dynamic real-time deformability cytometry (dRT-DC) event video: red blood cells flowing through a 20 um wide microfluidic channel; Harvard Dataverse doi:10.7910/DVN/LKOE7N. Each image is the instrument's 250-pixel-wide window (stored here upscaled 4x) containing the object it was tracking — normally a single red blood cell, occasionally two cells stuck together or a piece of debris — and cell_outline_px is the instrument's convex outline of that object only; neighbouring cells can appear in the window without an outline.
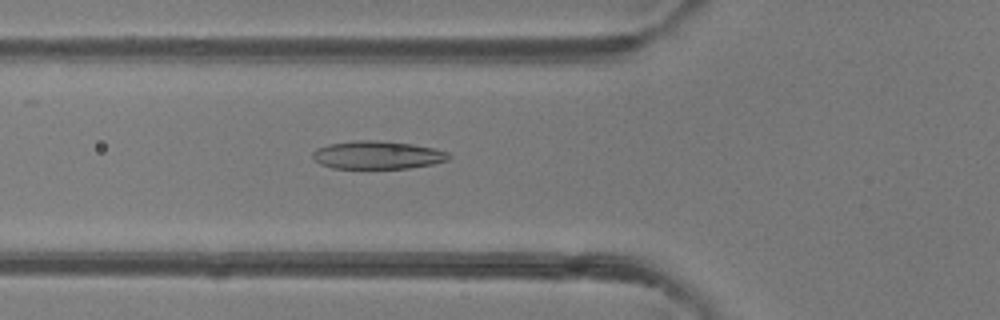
{"species": "common noctule bat (a hibernating species)", "species_latin": "Nyctalus noctula", "temperature_condition": "room temperature", "stored_images_in_passage": 37, "camera_frame_rate_fps": 3000, "um_per_image_px": 0.085, "animal": {"sex": "female"}, "frame": {"image": 1, "passage_image": 8, "time_ms": 2.333, "image_size_px": [1000, 320], "cell_outline_px": [[452, 156], [448, 160], [432, 164], [408, 168], [332, 168], [320, 164], [312, 156], [312, 152], [316, 148], [328, 144], [352, 140], [376, 140], [412, 144], [432, 148], [448, 152]], "centroid_in_image_um": [32.06, 13.17], "position_along_channel_um": 93.7, "area_um2": 22.25}}
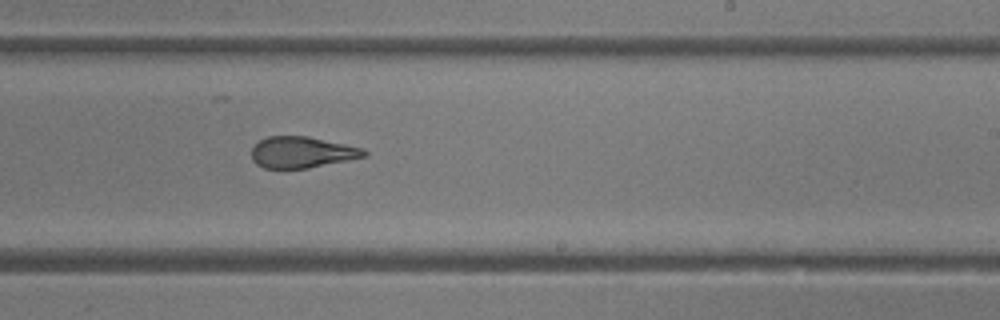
{"frame": {"image": 2, "passage_image": 20, "time_ms": 6.333, "image_size_px": [1000, 320], "cell_outline_px": [[368, 156], [308, 168], [264, 168], [256, 164], [252, 160], [252, 148], [260, 140], [268, 136], [308, 136], [364, 148], [368, 152]], "centroid_in_image_um": [25.68, 12.94], "position_along_channel_um": 263.3, "area_um2": 20.52}}
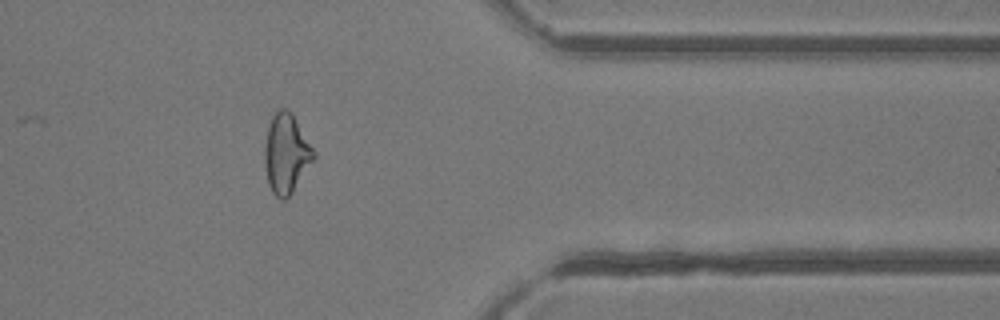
{"frame": {"image": 3, "passage_image": 30, "time_ms": 9.667, "image_size_px": [1000, 320], "cell_outline_px": [[316, 156], [292, 192], [284, 200], [280, 200], [272, 192], [268, 184], [264, 160], [264, 148], [268, 124], [272, 116], [280, 108], [288, 108], [292, 112], [316, 152]], "centroid_in_image_um": [24.33, 13.03], "position_along_channel_um": 387.1, "area_um2": 22.83}}